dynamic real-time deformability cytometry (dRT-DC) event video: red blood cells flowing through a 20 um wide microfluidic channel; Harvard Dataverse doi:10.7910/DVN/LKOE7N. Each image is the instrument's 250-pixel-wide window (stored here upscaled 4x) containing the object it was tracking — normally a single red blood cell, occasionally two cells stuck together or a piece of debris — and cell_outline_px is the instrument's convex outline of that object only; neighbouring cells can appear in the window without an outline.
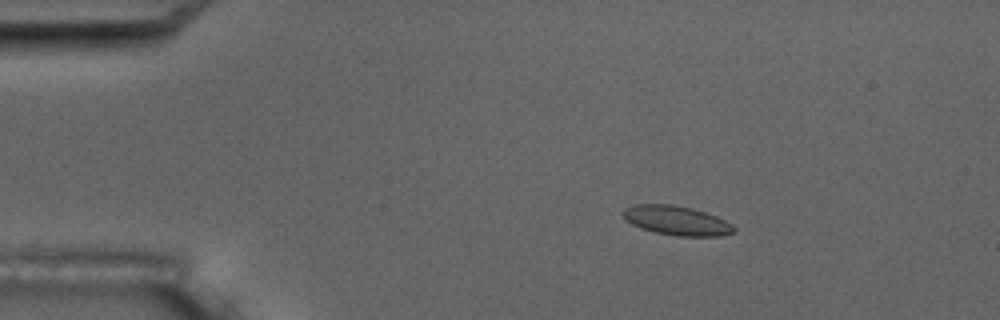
{"species": "common noctule bat (a hibernating species)", "species_latin": "Nyctalus noctula", "temperature_condition": "room temperature", "stored_images_in_passage": 6, "camera_frame_rate_fps": 3000, "um_per_image_px": 0.085, "animal": {"sex": "male", "body_mass_g": 17.5, "forearm_length_mm": 52.3}, "frame": {"image": 1, "passage_image": 4, "time_ms": 3.333, "image_size_px": [1000, 320], "cell_outline_px": [[736, 232], [720, 236], [676, 236], [656, 232], [640, 228], [624, 220], [620, 212], [624, 208], [632, 204], [672, 204], [692, 208], [716, 216], [732, 224], [736, 228]], "centroid_in_image_um": [57.47, 18.74], "position_along_channel_um": 27.5, "area_um2": 19.19}}